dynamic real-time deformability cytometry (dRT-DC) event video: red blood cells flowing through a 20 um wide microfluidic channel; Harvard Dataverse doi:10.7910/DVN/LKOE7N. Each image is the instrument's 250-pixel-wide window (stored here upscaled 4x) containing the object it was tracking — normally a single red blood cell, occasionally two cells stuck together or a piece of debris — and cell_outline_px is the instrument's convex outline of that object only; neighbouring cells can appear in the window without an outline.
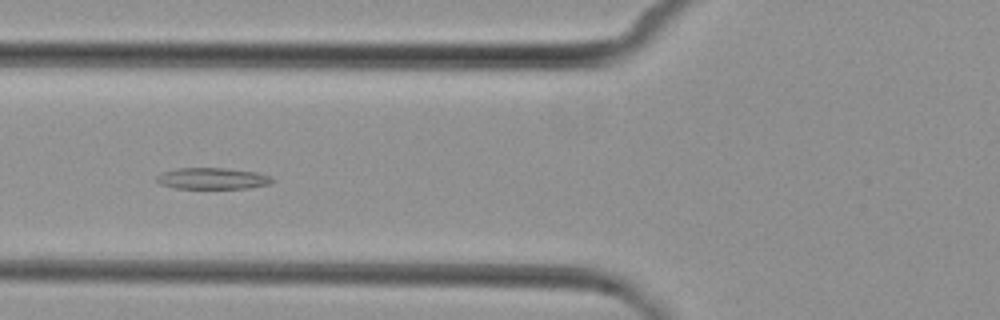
{"species": "common noctule bat (a hibernating species)", "species_latin": "Nyctalus noctula", "temperature_condition": "cold", "stored_images_in_passage": 7, "camera_frame_rate_fps": 3000, "um_per_image_px": 0.085, "animal": {"sex": "female", "body_mass_g": 29.2, "forearm_length_mm": 56.3}, "frame": {"image": 1, "passage_image": 5, "time_ms": 5.0, "image_size_px": [1000, 320], "cell_outline_px": [[276, 180], [268, 184], [248, 188], [176, 188], [160, 184], [156, 180], [156, 176], [160, 172], [176, 168], [224, 168], [256, 172], [272, 176]], "centroid_in_image_um": [18.05, 15.16], "position_along_channel_um": 107.8, "area_um2": 14.45}}
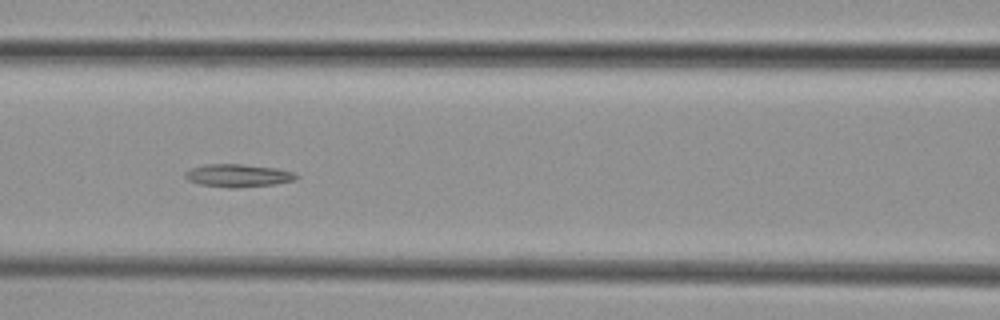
{"frame": {"image": 2, "passage_image": 6, "time_ms": 6.0, "image_size_px": [1000, 320], "cell_outline_px": [[300, 176], [296, 180], [276, 184], [236, 188], [228, 188], [200, 184], [188, 180], [184, 176], [184, 172], [192, 168], [204, 164], [240, 164], [276, 168], [296, 172]], "centroid_in_image_um": [20.27, 14.92], "position_along_channel_um": 146.3, "area_um2": 14.97}}